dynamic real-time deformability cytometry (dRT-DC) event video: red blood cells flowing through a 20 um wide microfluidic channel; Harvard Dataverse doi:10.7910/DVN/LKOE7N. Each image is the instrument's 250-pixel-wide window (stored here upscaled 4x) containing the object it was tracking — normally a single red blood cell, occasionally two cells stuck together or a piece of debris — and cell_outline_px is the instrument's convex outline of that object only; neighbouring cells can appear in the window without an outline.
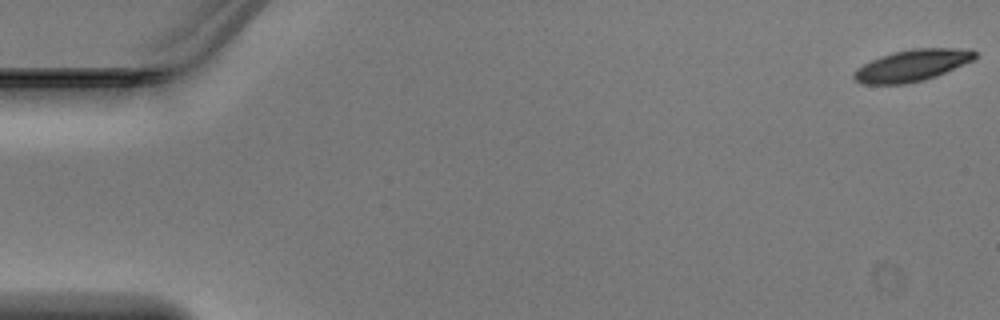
{"species": "Egyptian fruit bat (a non-hibernating species)", "species_latin": "Rousettus aegyptiacus", "temperature_condition": "warm", "stored_images_in_passage": 14, "camera_frame_rate_fps": 3000, "um_per_image_px": 0.085, "animal": {"sex": "male"}, "frame": {"image": 1, "passage_image": 1, "time_ms": 0.0, "image_size_px": [1000, 320], "cell_outline_px": [[976, 56], [972, 60], [936, 76], [924, 80], [904, 84], [860, 84], [852, 76], [852, 72], [856, 68], [880, 56], [892, 52], [912, 48], [968, 48], [976, 52]], "centroid_in_image_um": [77.49, 5.56], "position_along_channel_um": 7.5, "area_um2": 22.31}}
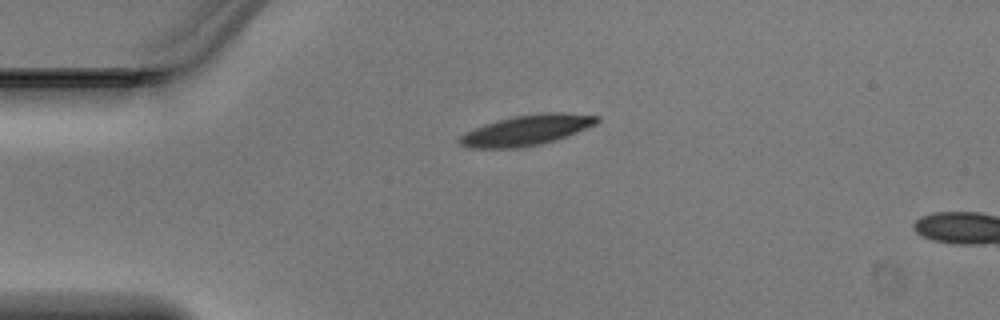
{"frame": {"image": 2, "passage_image": 12, "time_ms": 3.667, "image_size_px": [1000, 320], "cell_outline_px": [[600, 120], [596, 124], [576, 132], [540, 144], [520, 148], [468, 148], [460, 144], [456, 140], [460, 136], [484, 124], [516, 116], [544, 112], [564, 112], [600, 116]], "centroid_in_image_um": [44.76, 11.06], "position_along_channel_um": 40.2, "area_um2": 23.99}}